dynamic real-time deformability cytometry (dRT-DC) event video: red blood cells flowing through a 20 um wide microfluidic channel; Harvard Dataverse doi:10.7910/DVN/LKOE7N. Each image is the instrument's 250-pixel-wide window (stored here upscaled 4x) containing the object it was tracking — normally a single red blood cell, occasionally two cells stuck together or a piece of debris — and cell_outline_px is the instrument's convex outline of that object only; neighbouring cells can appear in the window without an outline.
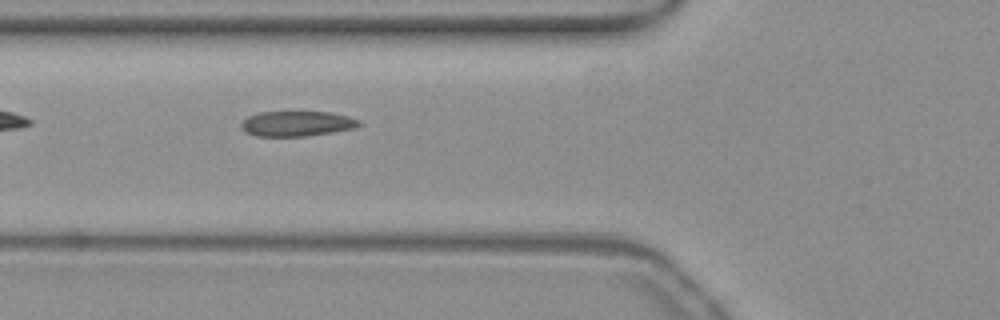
{"species": "common noctule bat (a hibernating species)", "species_latin": "Nyctalus noctula", "temperature_condition": "warm", "stored_images_in_passage": 37, "camera_frame_rate_fps": 3000, "um_per_image_px": 0.085, "animal": {"sex": "female", "body_mass_g": 19.3, "forearm_length_mm": 54.1}, "frame": {"image": 1, "passage_image": 3, "time_ms": 0.667, "image_size_px": [1000, 320], "cell_outline_px": [[364, 124], [356, 128], [332, 132], [304, 136], [256, 136], [244, 132], [240, 128], [240, 124], [248, 116], [260, 112], [328, 112], [348, 116], [360, 120]], "centroid_in_image_um": [25.24, 10.51], "position_along_channel_um": 100.6, "area_um2": 17.4}}
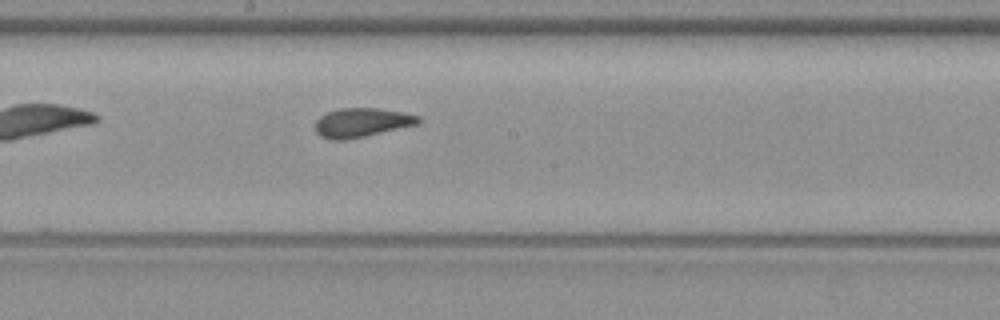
{"frame": {"image": 2, "passage_image": 12, "time_ms": 3.667, "image_size_px": [1000, 320], "cell_outline_px": [[424, 120], [416, 124], [364, 136], [344, 140], [332, 140], [320, 136], [316, 132], [316, 120], [320, 116], [328, 112], [340, 108], [376, 108], [404, 112], [420, 116]], "centroid_in_image_um": [30.75, 10.41], "position_along_channel_um": 217.5, "area_um2": 17.34}}
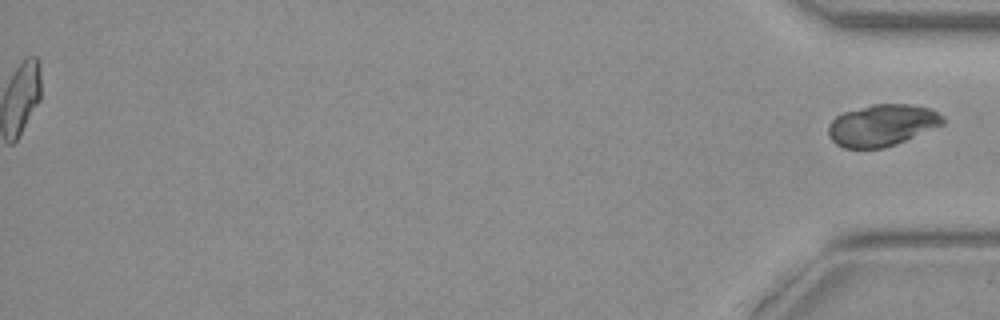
{"frame": {"image": 3, "passage_image": 37, "time_ms": 12.0, "image_size_px": [1000, 320], "cell_outline_px": [[944, 124], [896, 144], [884, 148], [844, 148], [836, 144], [828, 136], [828, 124], [836, 116], [844, 112], [872, 104], [912, 104], [932, 108], [944, 116]], "centroid_in_image_um": [74.98, 10.63], "position_along_channel_um": 360.2, "area_um2": 27.98}}